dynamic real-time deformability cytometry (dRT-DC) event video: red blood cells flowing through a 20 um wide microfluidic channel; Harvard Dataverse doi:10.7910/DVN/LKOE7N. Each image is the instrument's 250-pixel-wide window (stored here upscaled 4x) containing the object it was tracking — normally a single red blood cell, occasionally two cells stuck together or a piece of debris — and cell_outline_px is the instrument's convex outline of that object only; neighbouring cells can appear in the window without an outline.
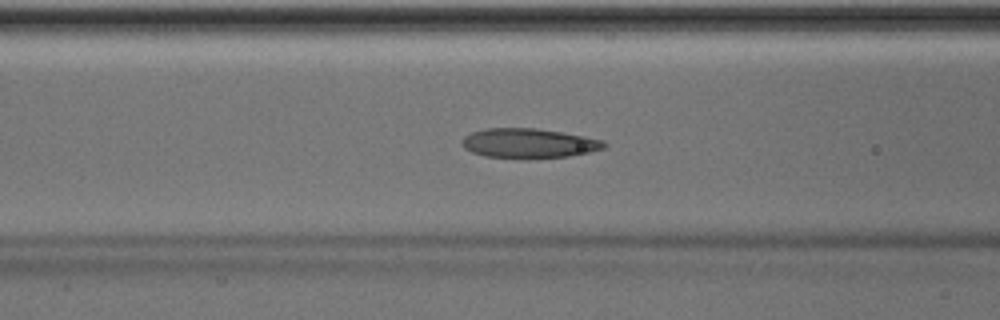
{"species": "Egyptian fruit bat (a non-hibernating species)", "species_latin": "Rousettus aegyptiacus", "temperature_condition": "room temperature", "stored_images_in_passage": 40, "camera_frame_rate_fps": 3000, "um_per_image_px": 0.085, "animal": {"sex": "male"}, "frame": {"image": 1, "passage_image": 15, "time_ms": 4.667, "image_size_px": [1000, 320], "cell_outline_px": [[608, 144], [604, 148], [588, 152], [568, 156], [524, 160], [484, 156], [472, 152], [464, 148], [460, 144], [464, 136], [472, 132], [484, 128], [536, 128], [584, 136], [604, 140]], "centroid_in_image_um": [44.91, 12.19], "position_along_channel_um": 121.7, "area_um2": 24.97}}
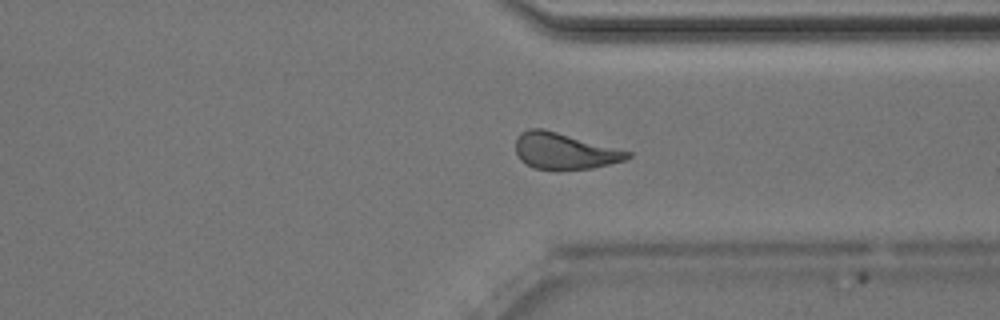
{"frame": {"image": 2, "passage_image": 33, "time_ms": 10.667, "image_size_px": [1000, 320], "cell_outline_px": [[632, 156], [624, 160], [592, 168], [560, 172], [556, 172], [532, 168], [524, 164], [520, 160], [516, 152], [516, 136], [520, 132], [528, 128], [544, 128], [632, 152]], "centroid_in_image_um": [47.92, 12.87], "position_along_channel_um": 363.5, "area_um2": 24.39}}
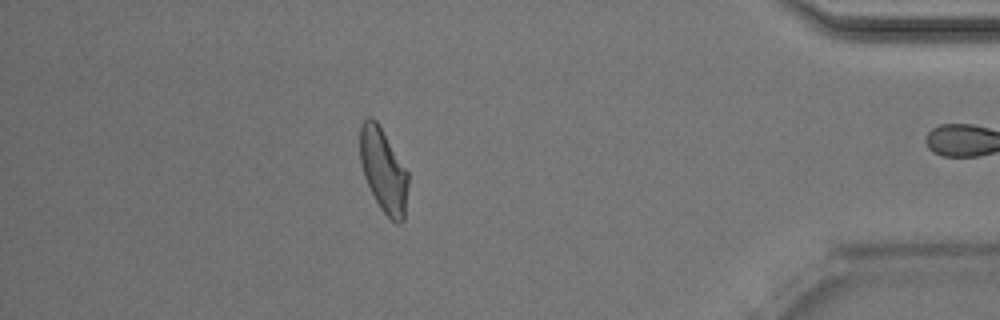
{"frame": {"image": 3, "passage_image": 39, "time_ms": 12.667, "image_size_px": [1000, 320], "cell_outline_px": [[408, 184], [404, 220], [400, 224], [396, 224], [380, 208], [364, 176], [360, 160], [360, 124], [368, 116], [372, 116], [376, 120], [408, 172]], "centroid_in_image_um": [32.59, 14.48], "position_along_channel_um": 402.6, "area_um2": 23.29}, "authors_computed_cell_mechanics": {"area_um2": 24.2471, "velocity_mm_per_s": 4.0253, "shape_relaxation_time_tau1_ms": null, "shape_relaxation_time_tau2_ms": 2.7679, "deformation_change_tau1": null, "deformation_change_tau2": 0.0985}}